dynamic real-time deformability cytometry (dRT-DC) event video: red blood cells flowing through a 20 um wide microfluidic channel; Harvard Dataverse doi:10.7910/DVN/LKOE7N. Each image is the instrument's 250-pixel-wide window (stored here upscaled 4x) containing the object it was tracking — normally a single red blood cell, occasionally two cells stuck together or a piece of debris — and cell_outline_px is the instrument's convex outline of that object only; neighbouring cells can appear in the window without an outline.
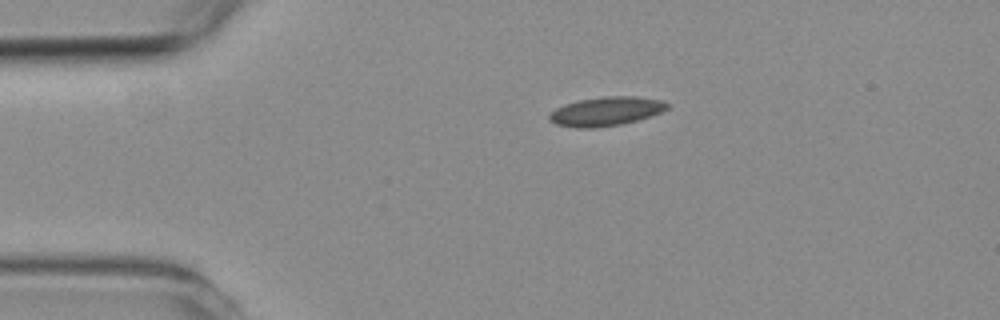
{"species": "common noctule bat (a hibernating species)", "species_latin": "Nyctalus noctula", "temperature_condition": "room temperature", "stored_images_in_passage": 2, "camera_frame_rate_fps": 3000, "um_per_image_px": 0.085, "animal": {"sex": "female", "body_mass_g": 19.3, "forearm_length_mm": 54.1}, "frame": {"image": 1, "passage_image": 1, "time_ms": 0.0, "image_size_px": [1000, 320], "cell_outline_px": [[668, 108], [660, 112], [636, 120], [620, 124], [592, 128], [576, 128], [556, 124], [548, 120], [548, 116], [556, 108], [564, 104], [580, 100], [604, 96], [636, 96], [660, 100], [668, 104]], "centroid_in_image_um": [51.47, 9.46], "position_along_channel_um": 33.5, "area_um2": 19.65}}